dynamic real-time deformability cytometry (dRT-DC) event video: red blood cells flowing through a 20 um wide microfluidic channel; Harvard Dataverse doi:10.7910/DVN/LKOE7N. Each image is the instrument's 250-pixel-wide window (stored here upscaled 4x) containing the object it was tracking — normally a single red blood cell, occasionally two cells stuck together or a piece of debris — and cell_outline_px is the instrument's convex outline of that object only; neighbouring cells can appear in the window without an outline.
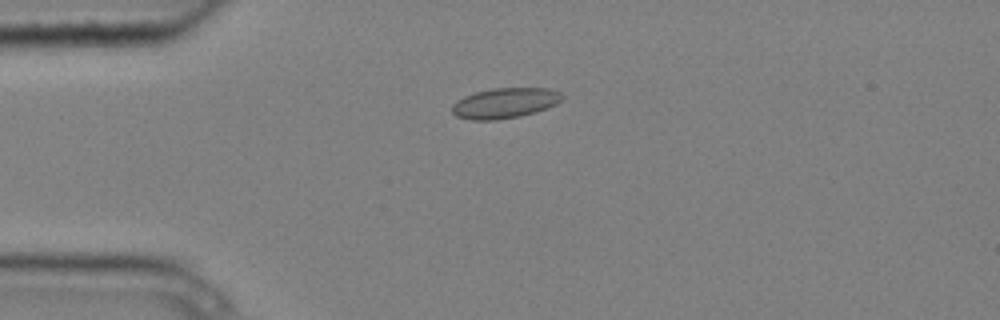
{"species": "common noctule bat (a hibernating species)", "species_latin": "Nyctalus noctula", "temperature_condition": "cold", "stored_images_in_passage": 9, "camera_frame_rate_fps": 3000, "um_per_image_px": 0.085, "animal": {"sex": "male", "body_mass_g": 20.4}, "frame": {"image": 1, "passage_image": 3, "time_ms": 0.667, "image_size_px": [1000, 320], "cell_outline_px": [[564, 96], [556, 104], [536, 112], [520, 116], [496, 120], [472, 120], [456, 116], [452, 112], [452, 104], [456, 100], [464, 96], [476, 92], [492, 88], [548, 88], [560, 92]], "centroid_in_image_um": [42.89, 8.76], "position_along_channel_um": 42.1, "area_um2": 19.48}}
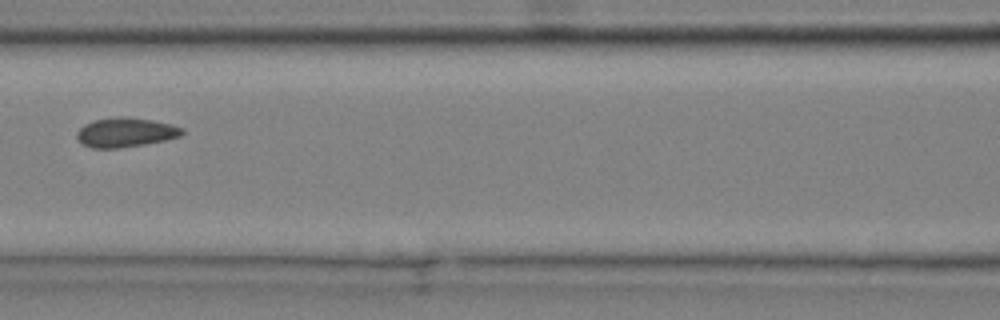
{"frame": {"image": 2, "passage_image": 6, "time_ms": 1.667, "image_size_px": [1000, 320], "cell_outline_px": [[184, 132], [180, 136], [164, 140], [144, 144], [120, 148], [92, 148], [84, 144], [76, 136], [76, 132], [84, 124], [96, 120], [120, 116], [124, 116], [152, 120], [172, 124], [184, 128]], "centroid_in_image_um": [10.69, 11.25], "position_along_channel_um": 155.9, "area_um2": 17.92}}
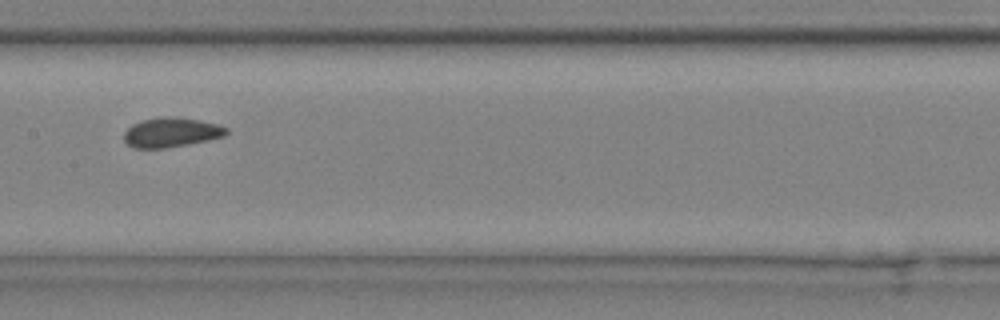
{"frame": {"image": 3, "passage_image": 7, "time_ms": 2.0, "image_size_px": [1000, 320], "cell_outline_px": [[228, 132], [224, 136], [208, 140], [188, 144], [164, 148], [132, 148], [124, 140], [124, 132], [132, 124], [144, 120], [164, 116], [172, 116], [200, 120], [216, 124], [228, 128]], "centroid_in_image_um": [14.55, 11.25], "position_along_channel_um": 192.9, "area_um2": 17.57}}